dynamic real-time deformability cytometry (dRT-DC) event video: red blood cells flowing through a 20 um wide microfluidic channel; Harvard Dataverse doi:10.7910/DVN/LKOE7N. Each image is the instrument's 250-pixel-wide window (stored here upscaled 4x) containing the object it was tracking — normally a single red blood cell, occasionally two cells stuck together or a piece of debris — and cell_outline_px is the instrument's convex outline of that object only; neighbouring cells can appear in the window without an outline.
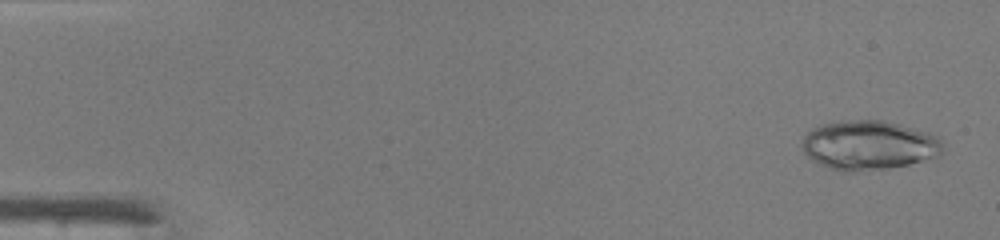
{"species": "common noctule bat (a hibernating species)", "species_latin": "Nyctalus noctula", "temperature_condition": "warm", "stored_images_in_passage": 32, "camera_frame_rate_fps": 3000, "um_per_image_px": 0.085, "animal": {"sex": "male", "body_mass_g": 19.0, "forearm_length_mm": 50.8}, "frame": {"image": 1, "passage_image": 2, "time_ms": 0.333, "image_size_px": [1000, 240], "cell_outline_px": [[944, 152], [940, 156], [908, 164], [888, 168], [856, 172], [844, 172], [828, 168], [812, 160], [800, 148], [800, 144], [804, 136], [812, 128], [832, 120], [884, 120], [928, 132], [936, 136], [944, 144]], "centroid_in_image_um": [73.83, 12.34], "position_along_channel_um": 11.2, "area_um2": 41.04}}